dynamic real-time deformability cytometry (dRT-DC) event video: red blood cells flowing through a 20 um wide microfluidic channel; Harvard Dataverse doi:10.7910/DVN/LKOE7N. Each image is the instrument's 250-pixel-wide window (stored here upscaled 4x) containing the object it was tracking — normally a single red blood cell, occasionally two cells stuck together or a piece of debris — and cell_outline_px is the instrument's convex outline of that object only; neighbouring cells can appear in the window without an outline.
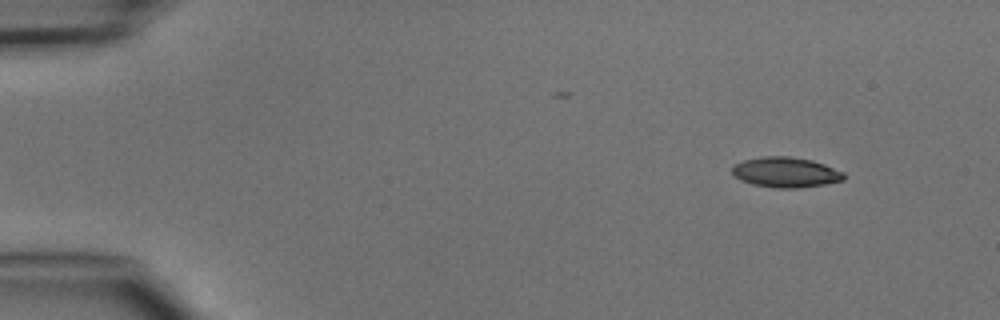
{"species": "common noctule bat (a hibernating species)", "species_latin": "Nyctalus noctula", "temperature_condition": "cold", "stored_images_in_passage": 3, "camera_frame_rate_fps": 3000, "um_per_image_px": 0.085, "animal": {"sex": "male", "body_mass_g": 15.6}, "frame": {"image": 1, "passage_image": 1, "time_ms": 0.0, "image_size_px": [1000, 320], "cell_outline_px": [[844, 180], [824, 184], [800, 188], [776, 188], [752, 184], [740, 180], [732, 176], [732, 168], [736, 164], [744, 160], [760, 156], [788, 156], [812, 160], [824, 164], [844, 172]], "centroid_in_image_um": [66.76, 14.64], "position_along_channel_um": 18.2, "area_um2": 19.77}}